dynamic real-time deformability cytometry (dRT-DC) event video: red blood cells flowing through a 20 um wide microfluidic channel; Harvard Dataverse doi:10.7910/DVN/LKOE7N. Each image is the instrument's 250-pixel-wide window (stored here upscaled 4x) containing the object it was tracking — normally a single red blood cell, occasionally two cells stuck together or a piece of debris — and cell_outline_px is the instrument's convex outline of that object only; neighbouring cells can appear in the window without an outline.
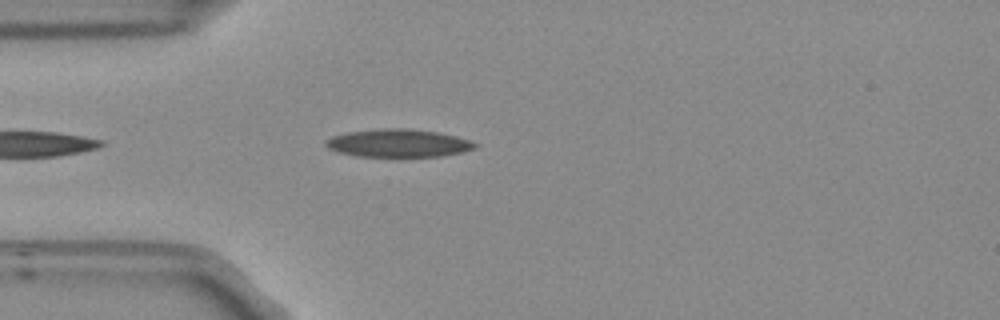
{"species": "Egyptian fruit bat (a non-hibernating species)", "species_latin": "Rousettus aegyptiacus", "temperature_condition": "room temperature", "stored_images_in_passage": 28, "camera_frame_rate_fps": 3000, "um_per_image_px": 0.085, "frame": {"image": 1, "passage_image": 4, "time_ms": 1.0, "image_size_px": [1000, 320], "cell_outline_px": [[476, 148], [460, 152], [440, 156], [356, 156], [340, 152], [328, 148], [324, 144], [324, 140], [332, 136], [348, 132], [380, 128], [408, 128], [440, 132], [456, 136], [468, 140], [476, 144]], "centroid_in_image_um": [33.82, 12.15], "position_along_channel_um": 51.2, "area_um2": 24.16}}
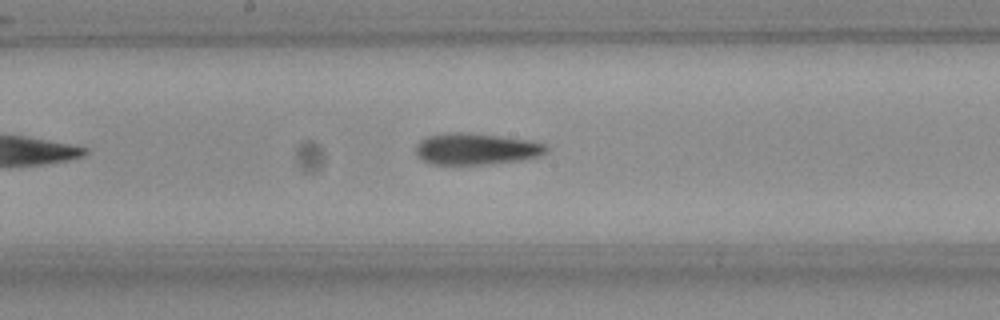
{"frame": {"image": 2, "passage_image": 17, "time_ms": 5.333, "image_size_px": [1000, 320], "cell_outline_px": [[548, 152], [536, 156], [512, 160], [484, 164], [432, 164], [424, 160], [416, 152], [416, 144], [420, 140], [428, 136], [448, 132], [472, 132], [528, 140], [544, 144], [548, 148]], "centroid_in_image_um": [40.42, 12.63], "position_along_channel_um": 207.8, "area_um2": 23.52}}
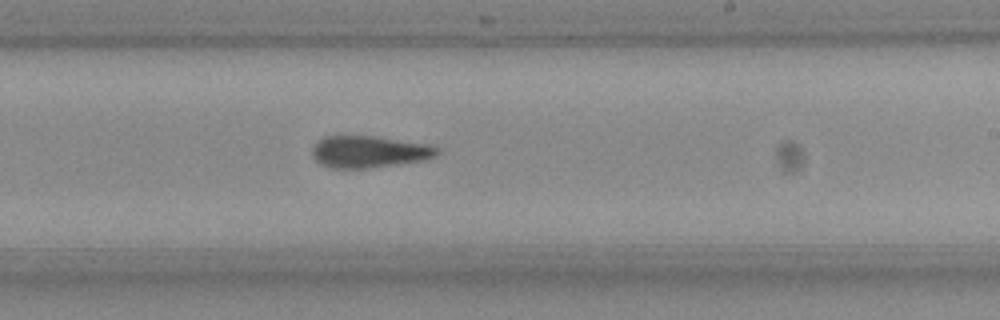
{"frame": {"image": 3, "passage_image": 21, "time_ms": 6.667, "image_size_px": [1000, 320], "cell_outline_px": [[440, 152], [436, 156], [420, 160], [364, 168], [332, 168], [316, 160], [312, 156], [312, 148], [316, 140], [324, 136], [372, 136], [432, 144], [440, 148]], "centroid_in_image_um": [31.37, 12.87], "position_along_channel_um": 257.6, "area_um2": 23.0}}